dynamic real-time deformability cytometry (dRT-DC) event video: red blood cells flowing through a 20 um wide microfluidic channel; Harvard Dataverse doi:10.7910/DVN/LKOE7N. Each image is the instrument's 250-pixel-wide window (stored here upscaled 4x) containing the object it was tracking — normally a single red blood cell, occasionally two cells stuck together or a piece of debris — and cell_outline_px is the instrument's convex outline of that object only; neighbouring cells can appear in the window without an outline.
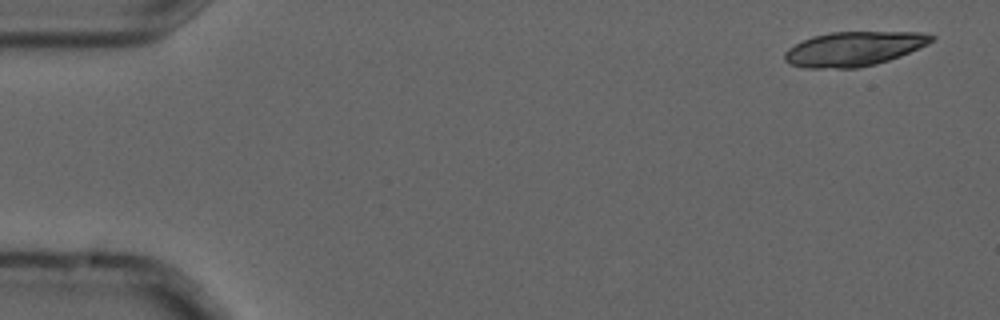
{"species": "common noctule bat (a hibernating species)", "species_latin": "Nyctalus noctula", "temperature_condition": "cold", "stored_images_in_passage": 3, "camera_frame_rate_fps": 3000, "um_per_image_px": 0.085, "animal": {"sex": "male", "forearm_length_mm": 52.5}, "frame": {"image": 1, "passage_image": 1, "time_ms": 0.0, "image_size_px": [1000, 320], "cell_outline_px": [[936, 40], [920, 48], [900, 56], [876, 64], [860, 68], [808, 68], [788, 64], [784, 60], [784, 52], [788, 48], [812, 36], [832, 32], [920, 32], [936, 36]], "centroid_in_image_um": [72.59, 4.15], "position_along_channel_um": 12.4, "area_um2": 29.59}}